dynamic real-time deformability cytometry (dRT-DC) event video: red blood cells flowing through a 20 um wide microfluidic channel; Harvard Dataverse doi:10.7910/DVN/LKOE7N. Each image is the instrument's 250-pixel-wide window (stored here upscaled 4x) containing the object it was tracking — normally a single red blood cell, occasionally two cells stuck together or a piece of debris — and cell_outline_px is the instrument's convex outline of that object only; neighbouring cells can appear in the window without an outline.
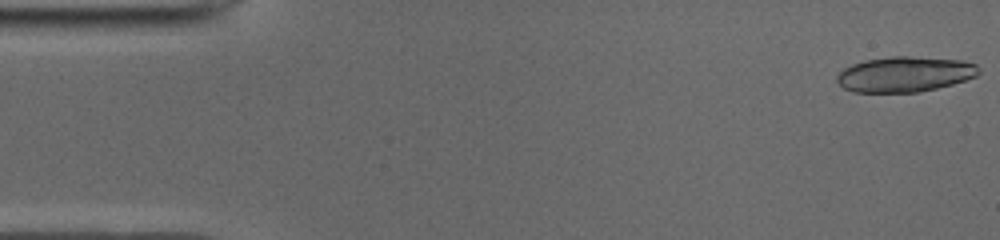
{"species": "common noctule bat (a hibernating species)", "species_latin": "Nyctalus noctula", "temperature_condition": "cold", "stored_images_in_passage": 49, "segment_of_instrument_passage": [1, 2], "camera_frame_rate_fps": 3000, "um_per_image_px": 0.085, "animal": {"sex": "male", "body_mass_g": 19.0, "forearm_length_mm": 50.8}, "frame": {"image": 1, "passage_image": 1, "time_ms": 0.0, "image_size_px": [1000, 240], "cell_outline_px": [[980, 72], [976, 76], [952, 84], [936, 88], [916, 92], [852, 92], [844, 88], [836, 80], [836, 76], [844, 68], [852, 64], [864, 60], [892, 56], [904, 56], [960, 60], [976, 64], [980, 68]], "centroid_in_image_um": [76.89, 6.31], "position_along_channel_um": 8.1, "area_um2": 29.07}}